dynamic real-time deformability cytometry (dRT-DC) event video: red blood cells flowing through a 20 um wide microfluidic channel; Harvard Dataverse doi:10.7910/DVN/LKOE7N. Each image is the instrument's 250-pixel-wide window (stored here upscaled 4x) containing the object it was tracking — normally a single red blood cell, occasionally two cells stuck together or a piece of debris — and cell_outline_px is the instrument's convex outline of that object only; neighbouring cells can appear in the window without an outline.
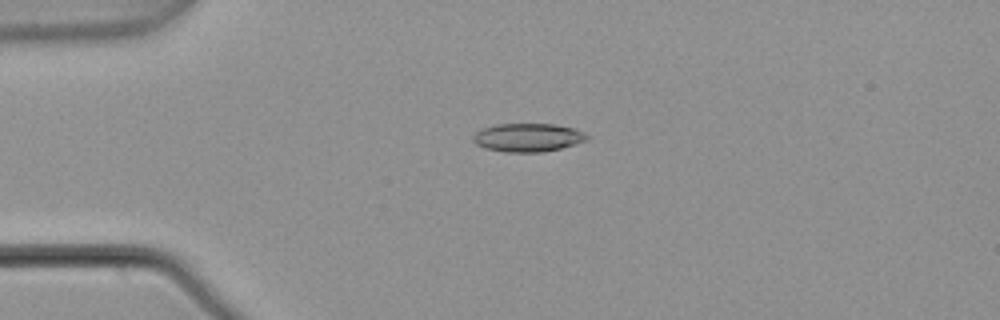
{"species": "common noctule bat (a hibernating species)", "species_latin": "Nyctalus noctula", "temperature_condition": "warm", "stored_images_in_passage": 2, "camera_frame_rate_fps": 3000, "um_per_image_px": 0.085, "animal": {"sex": "male", "body_mass_g": 21.5, "forearm_length_mm": 52.0}, "frame": {"image": 1, "passage_image": 1, "time_ms": 0.0, "image_size_px": [1000, 320], "cell_outline_px": [[588, 140], [576, 144], [544, 152], [504, 152], [484, 148], [476, 144], [472, 140], [472, 136], [476, 132], [484, 128], [496, 124], [552, 124], [572, 128], [584, 132], [588, 136]], "centroid_in_image_um": [44.85, 11.69], "position_along_channel_um": 40.1, "area_um2": 18.84}}